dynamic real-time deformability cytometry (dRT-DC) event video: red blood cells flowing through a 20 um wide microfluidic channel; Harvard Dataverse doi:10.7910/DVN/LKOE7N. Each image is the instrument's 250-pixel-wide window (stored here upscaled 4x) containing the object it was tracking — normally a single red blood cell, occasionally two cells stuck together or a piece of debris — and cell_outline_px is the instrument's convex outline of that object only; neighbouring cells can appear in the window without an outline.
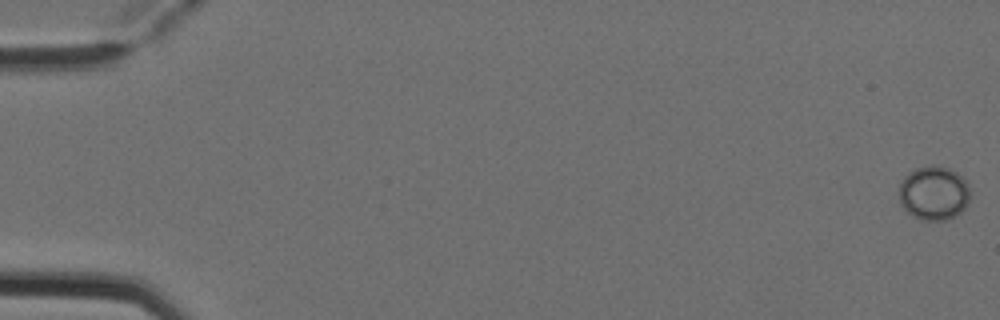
{"species": "Egyptian fruit bat (a non-hibernating species)", "species_latin": "Rousettus aegyptiacus", "temperature_condition": "cold", "stored_images_in_passage": 6, "camera_frame_rate_fps": 3000, "um_per_image_px": 0.085, "animal": {"sex": "female"}, "frame": {"image": 1, "passage_image": 1, "time_ms": 0.0, "image_size_px": [1000, 320], "cell_outline_px": [[968, 200], [964, 208], [956, 216], [944, 220], [920, 220], [912, 216], [900, 204], [900, 180], [908, 172], [916, 168], [932, 164], [952, 168], [968, 184]], "centroid_in_image_um": [79.34, 16.39], "position_along_channel_um": 5.7, "area_um2": 22.48}}
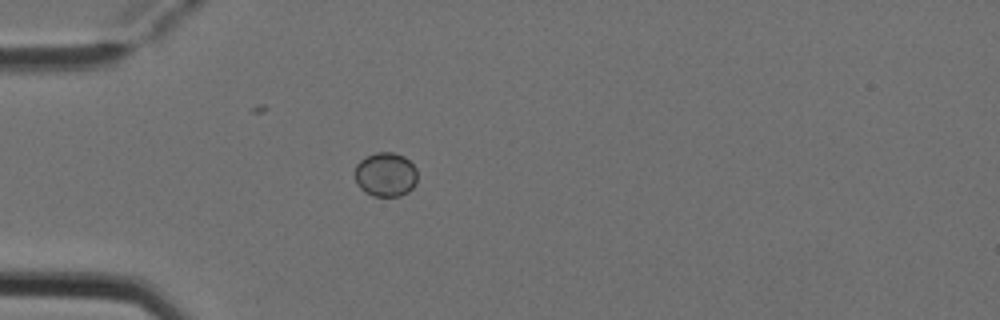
{"frame": {"image": 2, "passage_image": 5, "time_ms": 1.333, "image_size_px": [1000, 320], "cell_outline_px": [[416, 184], [408, 192], [400, 196], [372, 196], [364, 192], [356, 184], [356, 164], [360, 160], [376, 152], [392, 152], [404, 156], [416, 168]], "centroid_in_image_um": [32.78, 14.85], "position_along_channel_um": 52.2, "area_um2": 16.13}}